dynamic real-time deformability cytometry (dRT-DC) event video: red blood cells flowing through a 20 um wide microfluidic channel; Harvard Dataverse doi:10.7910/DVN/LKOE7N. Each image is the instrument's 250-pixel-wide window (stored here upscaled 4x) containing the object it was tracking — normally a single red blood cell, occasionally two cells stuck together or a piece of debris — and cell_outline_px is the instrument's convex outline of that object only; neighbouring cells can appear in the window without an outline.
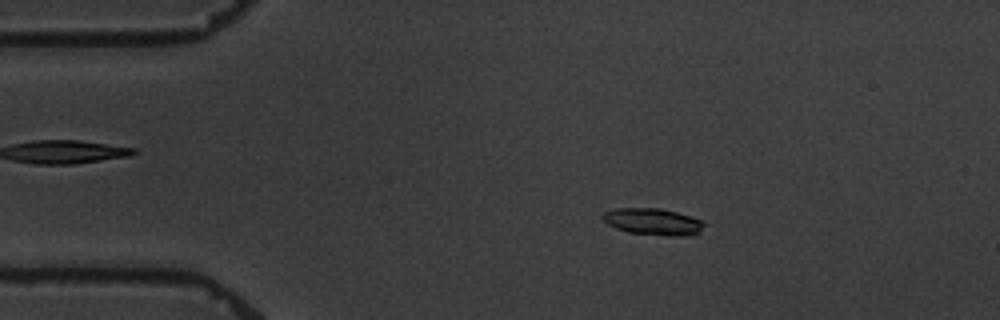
{"species": "common noctule bat (a hibernating species)", "species_latin": "Nyctalus noctula", "temperature_condition": "warm", "stored_images_in_passage": 3, "camera_frame_rate_fps": 3000, "um_per_image_px": 0.085, "animal": {"sex": "male", "body_mass_g": 19.5, "forearm_length_mm": 54.6}, "frame": {"image": 1, "passage_image": 2, "time_ms": 1.333, "image_size_px": [1000, 320], "cell_outline_px": [[708, 224], [700, 232], [688, 236], [668, 236], [628, 232], [616, 228], [608, 224], [600, 216], [604, 212], [616, 208], [660, 208], [692, 216]], "centroid_in_image_um": [55.54, 18.84], "position_along_channel_um": 29.5, "area_um2": 15.95}}